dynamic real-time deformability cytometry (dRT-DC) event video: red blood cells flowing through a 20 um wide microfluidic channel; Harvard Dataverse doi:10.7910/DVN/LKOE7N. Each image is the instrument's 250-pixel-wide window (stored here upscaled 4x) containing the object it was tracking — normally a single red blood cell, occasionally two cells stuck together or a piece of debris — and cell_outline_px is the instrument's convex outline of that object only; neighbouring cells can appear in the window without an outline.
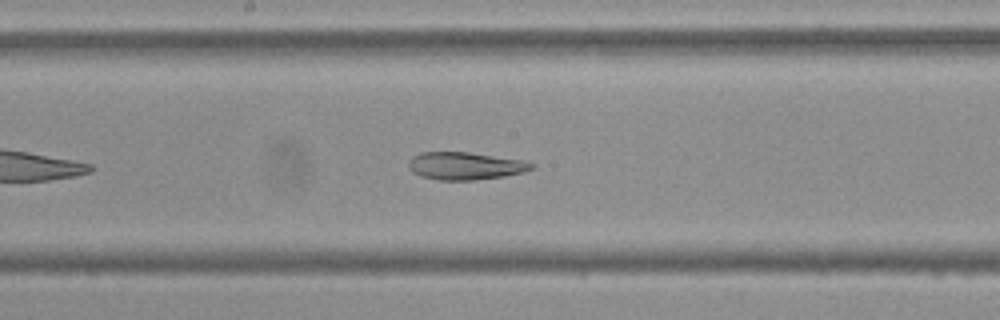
{"species": "Egyptian fruit bat (a non-hibernating species)", "species_latin": "Rousettus aegyptiacus", "temperature_condition": "cold", "stored_images_in_passage": 42, "camera_frame_rate_fps": 3000, "um_per_image_px": 0.085, "frame": {"image": 1, "passage_image": 16, "time_ms": 5.0, "image_size_px": [1000, 320], "cell_outline_px": [[536, 168], [524, 172], [504, 176], [472, 180], [440, 180], [420, 176], [412, 172], [408, 168], [408, 160], [412, 156], [420, 152], [468, 152], [528, 160], [536, 164]], "centroid_in_image_um": [39.58, 14.09], "position_along_channel_um": 208.6, "area_um2": 20.17}}
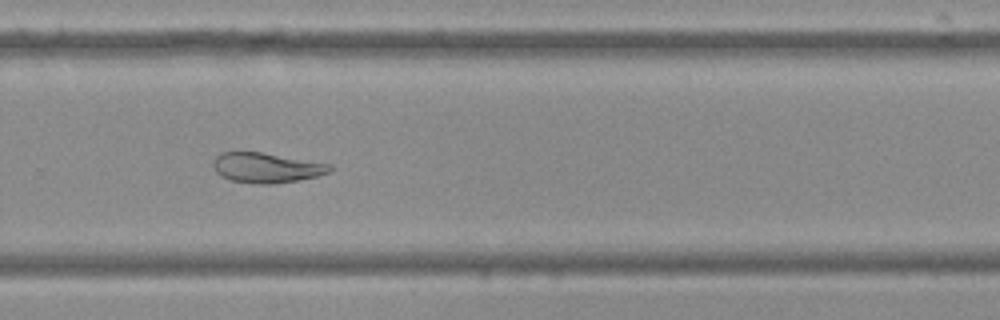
{"frame": {"image": 2, "passage_image": 24, "time_ms": 7.667, "image_size_px": [1000, 320], "cell_outline_px": [[332, 168], [328, 172], [316, 176], [296, 180], [272, 184], [256, 184], [232, 180], [220, 176], [216, 172], [212, 164], [216, 156], [220, 152], [260, 152], [332, 164]], "centroid_in_image_um": [22.61, 14.25], "position_along_channel_um": 307.2, "area_um2": 20.23}}
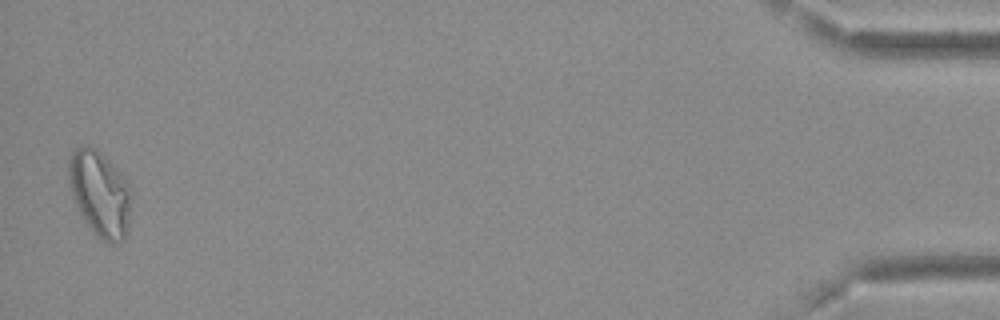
{"frame": {"image": 3, "passage_image": 41, "time_ms": 13.333, "image_size_px": [1000, 320], "cell_outline_px": [[128, 232], [124, 240], [116, 244], [108, 244], [100, 240], [80, 216], [72, 196], [68, 184], [68, 160], [72, 152], [76, 148], [84, 144], [96, 148], [124, 176], [128, 184]], "centroid_in_image_um": [8.43, 16.48], "position_along_channel_um": 426.8, "area_um2": 31.33}}